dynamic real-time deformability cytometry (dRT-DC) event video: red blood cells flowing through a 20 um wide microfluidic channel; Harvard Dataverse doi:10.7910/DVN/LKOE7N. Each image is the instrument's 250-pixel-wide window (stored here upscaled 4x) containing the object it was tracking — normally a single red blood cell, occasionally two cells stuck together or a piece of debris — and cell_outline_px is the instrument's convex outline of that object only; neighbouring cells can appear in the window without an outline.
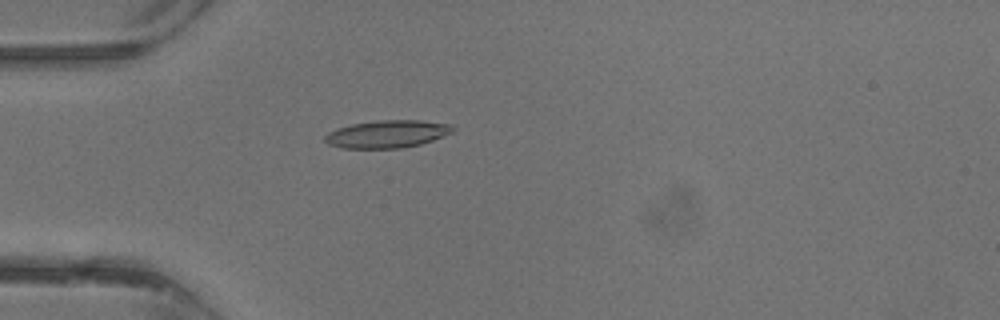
{"species": "common noctule bat (a hibernating species)", "species_latin": "Nyctalus noctula", "temperature_condition": "warm", "stored_images_in_passage": 38, "camera_frame_rate_fps": 3000, "um_per_image_px": 0.085, "animal": {"sex": "male", "body_mass_g": 13.3}, "frame": {"image": 1, "passage_image": 11, "time_ms": 3.333, "image_size_px": [1000, 320], "cell_outline_px": [[456, 128], [452, 132], [444, 136], [420, 144], [404, 148], [344, 148], [328, 144], [324, 140], [324, 136], [328, 132], [352, 124], [376, 120], [420, 120], [452, 124]], "centroid_in_image_um": [32.95, 11.39], "position_along_channel_um": 52.1, "area_um2": 20.58}}
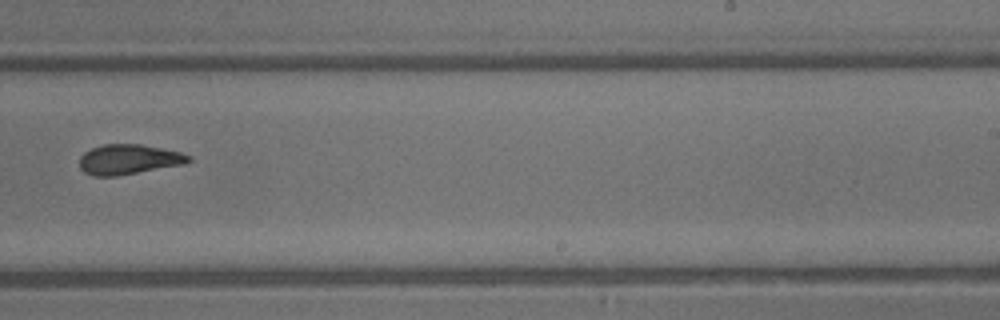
{"frame": {"image": 2, "passage_image": 24, "time_ms": 7.667, "image_size_px": [1000, 320], "cell_outline_px": [[192, 160], [184, 164], [116, 176], [92, 176], [84, 172], [80, 168], [80, 156], [84, 152], [92, 148], [104, 144], [140, 144], [180, 152], [192, 156]], "centroid_in_image_um": [10.93, 13.55], "position_along_channel_um": 278.1, "area_um2": 19.02}}
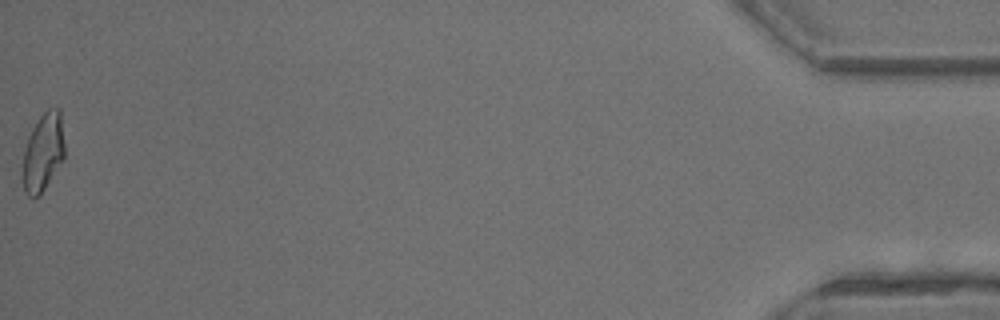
{"frame": {"image": 3, "passage_image": 38, "time_ms": 12.333, "image_size_px": [1000, 320], "cell_outline_px": [[64, 156], [40, 196], [28, 196], [24, 192], [20, 172], [24, 148], [28, 136], [32, 128], [40, 116], [48, 108], [56, 104], [60, 108], [64, 144]], "centroid_in_image_um": [3.62, 12.92], "position_along_channel_um": 431.6, "area_um2": 19.48}}